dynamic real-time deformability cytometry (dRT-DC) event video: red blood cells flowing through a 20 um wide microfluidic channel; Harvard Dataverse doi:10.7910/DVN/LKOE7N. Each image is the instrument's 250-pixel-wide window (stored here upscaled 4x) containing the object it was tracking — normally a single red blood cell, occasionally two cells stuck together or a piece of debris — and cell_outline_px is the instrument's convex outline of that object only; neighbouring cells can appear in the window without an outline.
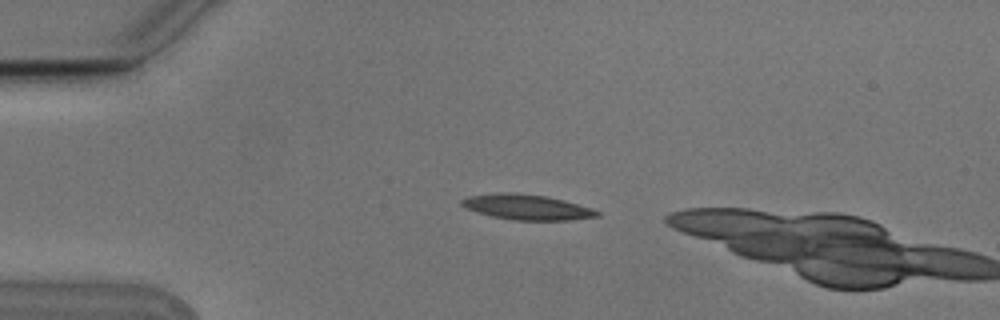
{"species": "Egyptian fruit bat (a non-hibernating species)", "species_latin": "Rousettus aegyptiacus", "temperature_condition": "cold", "stored_images_in_passage": 2, "camera_frame_rate_fps": 3000, "um_per_image_px": 0.085, "animal": {"sex": "male"}, "frame": {"image": 1, "passage_image": 1, "time_ms": 0.0, "image_size_px": [1000, 320], "cell_outline_px": [[600, 216], [568, 220], [512, 220], [492, 216], [476, 212], [460, 204], [460, 200], [468, 196], [496, 192], [512, 192], [548, 196], [564, 200], [592, 208], [600, 212]], "centroid_in_image_um": [44.77, 17.59], "position_along_channel_um": 40.2, "area_um2": 20.06}}